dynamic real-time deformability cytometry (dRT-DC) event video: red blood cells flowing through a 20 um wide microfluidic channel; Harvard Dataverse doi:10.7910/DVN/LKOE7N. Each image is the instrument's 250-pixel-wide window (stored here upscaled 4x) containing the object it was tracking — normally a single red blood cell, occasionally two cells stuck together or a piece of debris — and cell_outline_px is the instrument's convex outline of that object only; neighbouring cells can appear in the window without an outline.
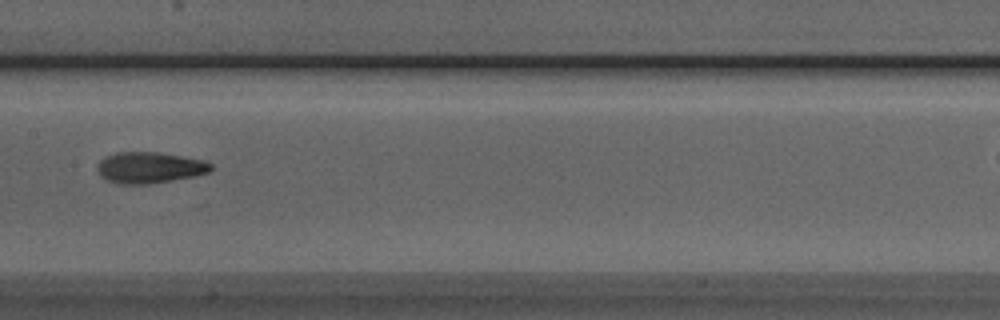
{"species": "Egyptian fruit bat (a non-hibernating species)", "species_latin": "Rousettus aegyptiacus", "temperature_condition": "room temperature", "stored_images_in_passage": 6, "camera_frame_rate_fps": 3000, "um_per_image_px": 0.085, "animal": {"sex": "male"}, "frame": {"image": 1, "passage_image": 6, "time_ms": 1.667, "image_size_px": [1000, 320], "cell_outline_px": [[212, 168], [208, 172], [192, 176], [172, 180], [148, 184], [120, 184], [104, 180], [100, 176], [96, 168], [96, 164], [104, 156], [116, 152], [160, 152], [204, 160], [212, 164]], "centroid_in_image_um": [12.64, 14.24], "position_along_channel_um": 194.8, "area_um2": 20.81}}